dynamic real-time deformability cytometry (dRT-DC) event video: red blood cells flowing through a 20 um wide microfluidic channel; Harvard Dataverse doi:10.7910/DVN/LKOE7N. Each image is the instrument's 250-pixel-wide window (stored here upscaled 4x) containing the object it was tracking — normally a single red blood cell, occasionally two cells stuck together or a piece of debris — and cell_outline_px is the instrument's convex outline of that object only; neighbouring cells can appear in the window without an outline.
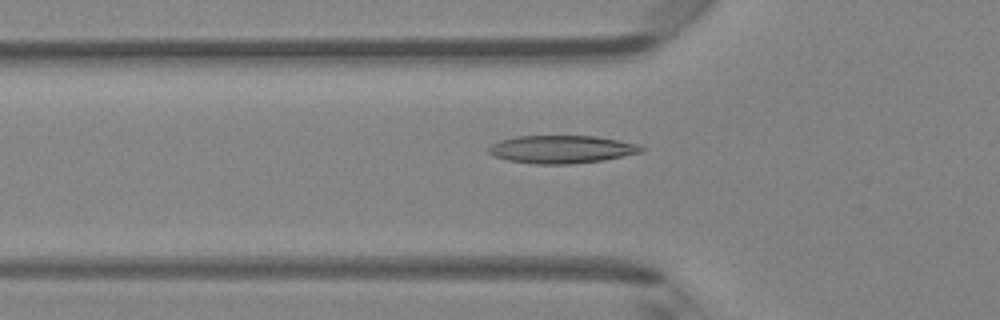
{"species": "Egyptian fruit bat (a non-hibernating species)", "species_latin": "Rousettus aegyptiacus", "temperature_condition": "room temperature", "stored_images_in_passage": 47, "camera_frame_rate_fps": 3000, "um_per_image_px": 0.085, "animal": {"sex": "female"}, "frame": {"image": 1, "passage_image": 16, "time_ms": 5.0, "image_size_px": [1000, 320], "cell_outline_px": [[644, 152], [604, 160], [572, 164], [532, 164], [508, 160], [492, 156], [488, 152], [488, 148], [492, 144], [500, 140], [516, 136], [596, 136], [620, 140], [640, 144], [644, 148]], "centroid_in_image_um": [47.76, 12.69], "position_along_channel_um": 78.0, "area_um2": 25.09}}
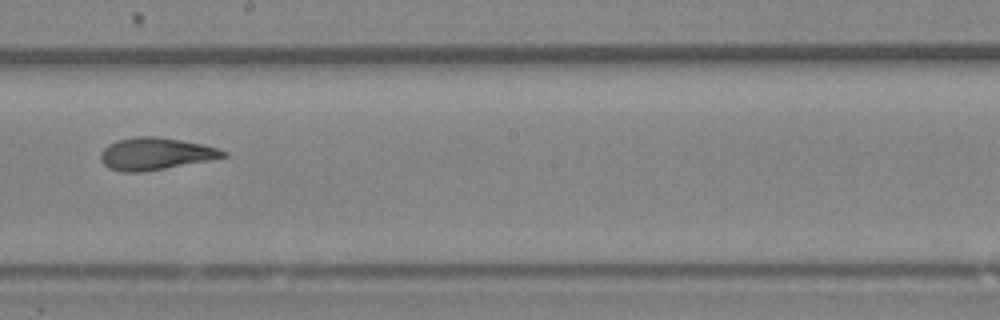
{"frame": {"image": 2, "passage_image": 27, "time_ms": 8.667, "image_size_px": [1000, 320], "cell_outline_px": [[228, 156], [208, 160], [144, 172], [120, 172], [108, 168], [100, 160], [100, 152], [108, 144], [116, 140], [136, 136], [156, 136], [204, 144], [228, 152]], "centroid_in_image_um": [13.17, 13.07], "position_along_channel_um": 235.0, "area_um2": 23.06}}
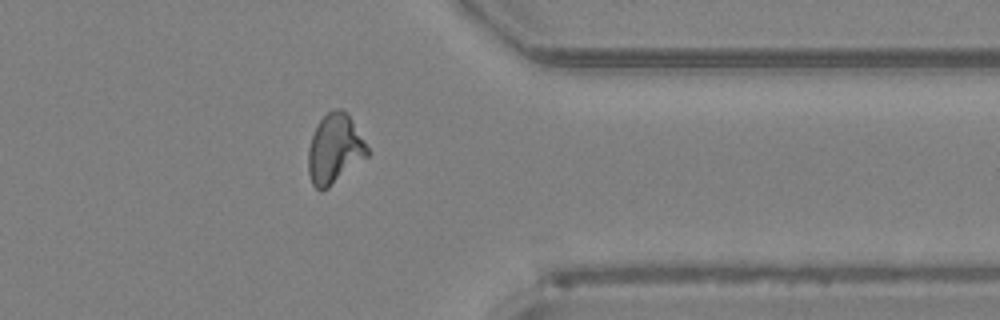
{"frame": {"image": 3, "passage_image": 38, "time_ms": 12.333, "image_size_px": [1000, 320], "cell_outline_px": [[372, 152], [368, 156], [328, 188], [320, 192], [312, 184], [308, 172], [308, 148], [312, 136], [320, 120], [328, 112], [336, 108], [340, 108], [348, 112]], "centroid_in_image_um": [28.47, 12.66], "position_along_channel_um": 382.9, "area_um2": 24.22}, "authors_computed_cell_mechanics": {"area_um2": 23.1778, "velocity_mm_per_s": 4.2826, "shape_relaxation_time_tau1_ms": 6.205, "shape_relaxation_time_tau2_ms": 1.7431, "deformation_change_tau1": 0.2053, "deformation_change_tau2": 0.0837}}